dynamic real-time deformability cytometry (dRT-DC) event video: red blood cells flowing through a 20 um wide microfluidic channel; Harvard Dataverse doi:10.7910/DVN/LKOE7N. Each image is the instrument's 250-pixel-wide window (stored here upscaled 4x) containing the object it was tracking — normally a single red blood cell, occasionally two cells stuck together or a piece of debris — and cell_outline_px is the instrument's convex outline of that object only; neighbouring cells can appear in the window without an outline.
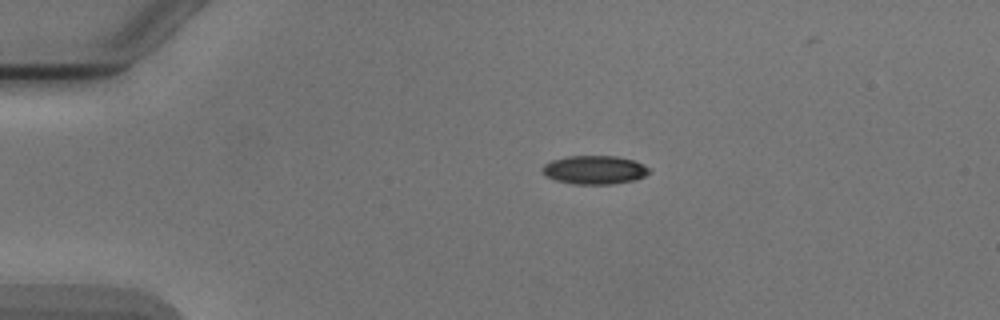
{"species": "Egyptian fruit bat (a non-hibernating species)", "species_latin": "Rousettus aegyptiacus", "temperature_condition": "cold", "stored_images_in_passage": 6, "segment_of_instrument_passage": [1, 2], "camera_frame_rate_fps": 3000, "um_per_image_px": 0.085, "animal": {"sex": "male"}, "frame": {"image": 1, "passage_image": 4, "time_ms": 3.667, "image_size_px": [1000, 320], "cell_outline_px": [[652, 172], [636, 180], [612, 184], [572, 184], [556, 180], [544, 176], [540, 172], [540, 168], [544, 164], [552, 160], [568, 156], [616, 156], [636, 160], [644, 164]], "centroid_in_image_um": [50.53, 14.44], "position_along_channel_um": 34.5, "area_um2": 18.15}}